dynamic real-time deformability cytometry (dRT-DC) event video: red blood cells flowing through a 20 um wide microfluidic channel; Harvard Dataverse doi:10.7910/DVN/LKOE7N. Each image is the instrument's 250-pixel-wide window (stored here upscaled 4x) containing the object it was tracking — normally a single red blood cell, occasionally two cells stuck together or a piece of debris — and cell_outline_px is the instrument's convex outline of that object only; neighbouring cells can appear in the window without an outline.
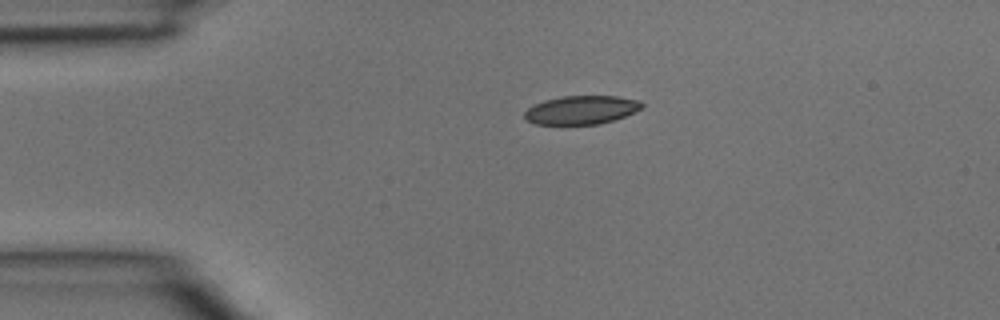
{"species": "common noctule bat (a hibernating species)", "species_latin": "Nyctalus noctula", "temperature_condition": "room temperature", "stored_images_in_passage": 1, "camera_frame_rate_fps": 3000, "um_per_image_px": 0.085, "animal": {"sex": "male", "body_mass_g": 15.6}, "frame": {"image": 1, "passage_image": 1, "time_ms": 0.0, "image_size_px": [1000, 320], "cell_outline_px": [[644, 108], [636, 112], [600, 124], [536, 124], [528, 120], [524, 116], [524, 112], [528, 108], [544, 100], [564, 96], [616, 96], [640, 100], [644, 104]], "centroid_in_image_um": [49.47, 9.34], "position_along_channel_um": 35.5, "area_um2": 19.48}}